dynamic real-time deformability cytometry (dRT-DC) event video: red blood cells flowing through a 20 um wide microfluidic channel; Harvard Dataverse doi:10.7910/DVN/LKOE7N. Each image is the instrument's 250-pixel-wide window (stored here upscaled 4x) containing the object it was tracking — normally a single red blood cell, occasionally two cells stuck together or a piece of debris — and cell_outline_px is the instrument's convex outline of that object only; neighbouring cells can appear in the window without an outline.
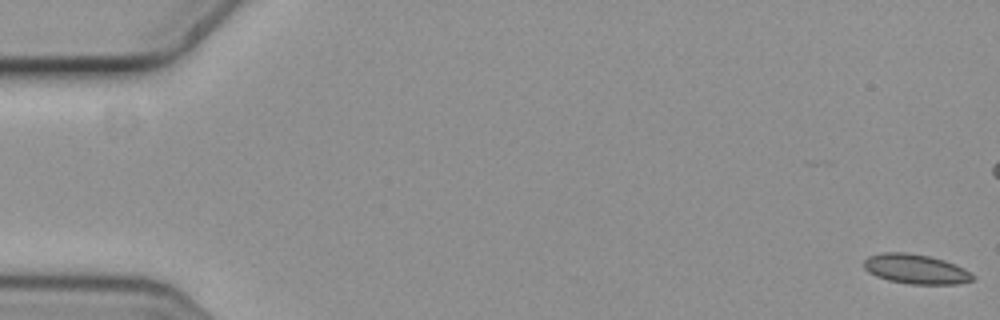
{"species": "common noctule bat (a hibernating species)", "species_latin": "Nyctalus noctula", "temperature_condition": "cold", "stored_images_in_passage": 3, "camera_frame_rate_fps": 3000, "um_per_image_px": 0.085, "animal": {"sex": "female", "body_mass_g": 19.3, "forearm_length_mm": 54.1}, "frame": {"image": 1, "passage_image": 1, "time_ms": 0.0, "image_size_px": [1000, 320], "cell_outline_px": [[976, 280], [960, 284], [908, 284], [888, 280], [876, 276], [868, 272], [864, 268], [864, 260], [868, 256], [880, 252], [908, 252], [928, 256], [944, 260], [956, 264], [972, 272], [976, 276]], "centroid_in_image_um": [77.88, 22.87], "position_along_channel_um": 7.1, "area_um2": 19.19}}